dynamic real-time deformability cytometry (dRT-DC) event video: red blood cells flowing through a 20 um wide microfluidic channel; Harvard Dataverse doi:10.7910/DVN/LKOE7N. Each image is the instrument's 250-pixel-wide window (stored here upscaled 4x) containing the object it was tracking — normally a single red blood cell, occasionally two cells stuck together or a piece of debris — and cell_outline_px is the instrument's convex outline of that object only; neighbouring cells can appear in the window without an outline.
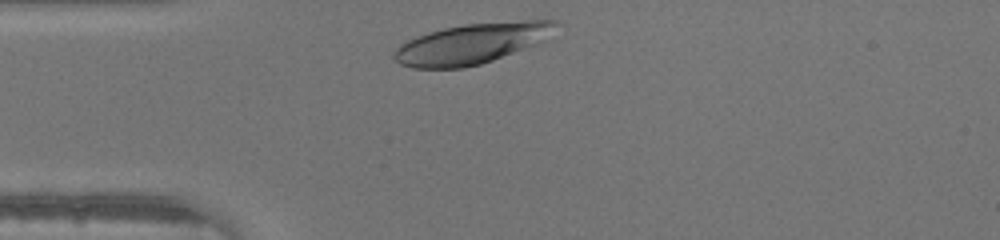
{"species": "human", "species_latin": "Homo sapiens", "temperature_condition": "warm", "stored_images_in_passage": 25, "camera_frame_rate_fps": 3000, "um_per_image_px": 0.085, "donor": {"sex": "male"}, "frame": {"image": 1, "passage_image": 1, "time_ms": 0.0, "image_size_px": [1000, 240], "cell_outline_px": [[564, 24], [552, 40], [480, 64], [464, 68], [412, 68], [400, 64], [392, 56], [392, 52], [400, 44], [416, 36], [428, 32], [444, 28], [464, 24], [528, 20], [560, 20]], "centroid_in_image_um": [40.27, 3.68], "position_along_channel_um": 44.7, "area_um2": 39.19}}
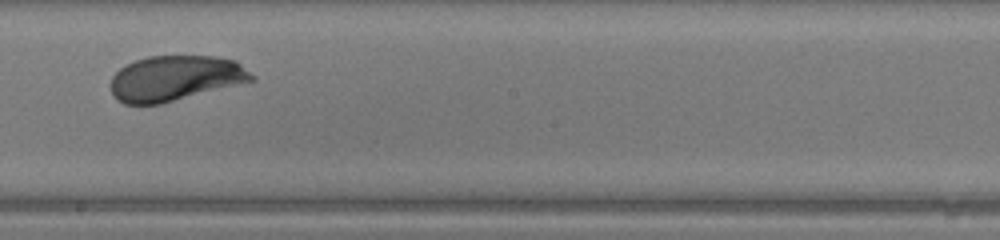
{"frame": {"image": 2, "passage_image": 15, "time_ms": 4.667, "image_size_px": [1000, 240], "cell_outline_px": [[256, 80], [160, 104], [124, 104], [116, 100], [112, 96], [112, 76], [124, 64], [148, 56], [216, 56], [236, 60], [256, 76]], "centroid_in_image_um": [14.91, 6.64], "position_along_channel_um": 233.3, "area_um2": 37.4}}
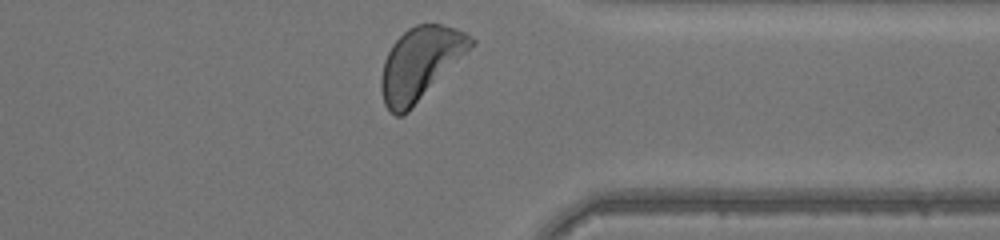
{"frame": {"image": 3, "passage_image": 25, "time_ms": 8.0, "image_size_px": [1000, 240], "cell_outline_px": [[476, 44], [408, 112], [400, 116], [396, 116], [384, 104], [380, 88], [380, 76], [384, 60], [392, 44], [408, 28], [416, 24], [440, 24], [456, 28], [472, 36], [476, 40]], "centroid_in_image_um": [35.73, 5.39], "position_along_channel_um": 375.7, "area_um2": 37.97}}